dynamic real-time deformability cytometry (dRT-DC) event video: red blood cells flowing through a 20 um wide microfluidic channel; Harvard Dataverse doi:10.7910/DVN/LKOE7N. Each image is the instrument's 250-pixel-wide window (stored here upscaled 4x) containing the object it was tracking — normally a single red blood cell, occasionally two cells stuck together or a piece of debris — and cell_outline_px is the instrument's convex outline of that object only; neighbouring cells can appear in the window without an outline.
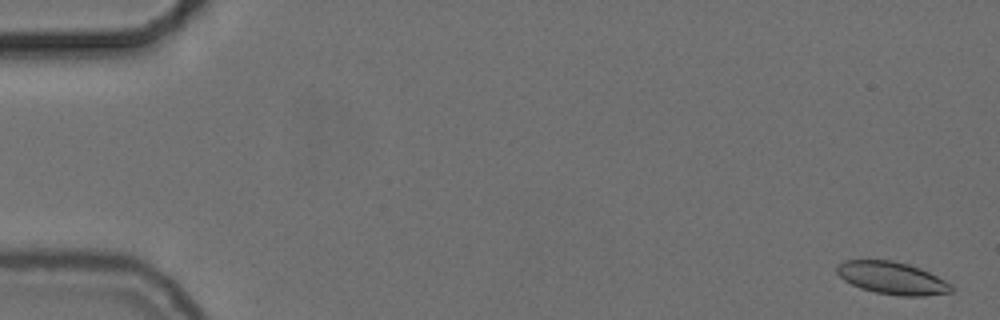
{"species": "common noctule bat (a hibernating species)", "species_latin": "Nyctalus noctula", "temperature_condition": "cold", "stored_images_in_passage": 56, "camera_frame_rate_fps": 3000, "um_per_image_px": 0.085, "animal": {"sex": "female", "body_mass_g": 24.6, "forearm_length_mm": 56.2}, "frame": {"image": 1, "passage_image": 2, "time_ms": 0.333, "image_size_px": [1000, 320], "cell_outline_px": [[952, 292], [924, 296], [900, 296], [876, 292], [860, 288], [844, 280], [836, 272], [836, 264], [844, 260], [892, 260], [908, 264], [920, 268], [952, 284]], "centroid_in_image_um": [75.81, 23.63], "position_along_channel_um": 9.2, "area_um2": 21.62}}
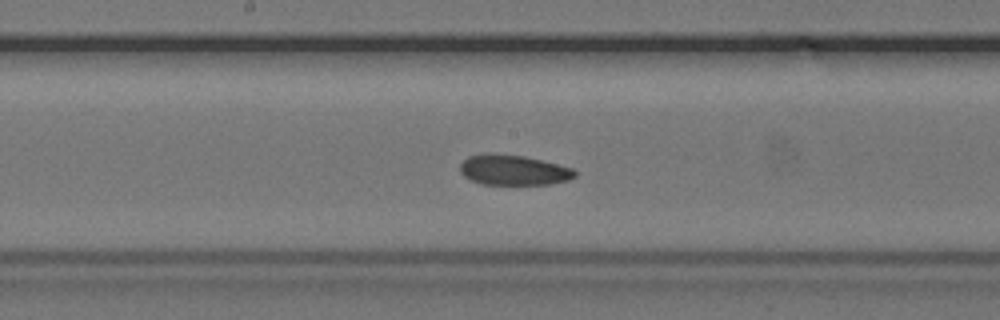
{"frame": {"image": 2, "passage_image": 30, "time_ms": 9.667, "image_size_px": [1000, 320], "cell_outline_px": [[576, 176], [568, 180], [552, 184], [480, 184], [464, 176], [460, 172], [460, 164], [468, 156], [484, 152], [492, 152], [524, 156], [572, 168], [576, 172]], "centroid_in_image_um": [43.6, 14.44], "position_along_channel_um": 204.6, "area_um2": 20.35}}
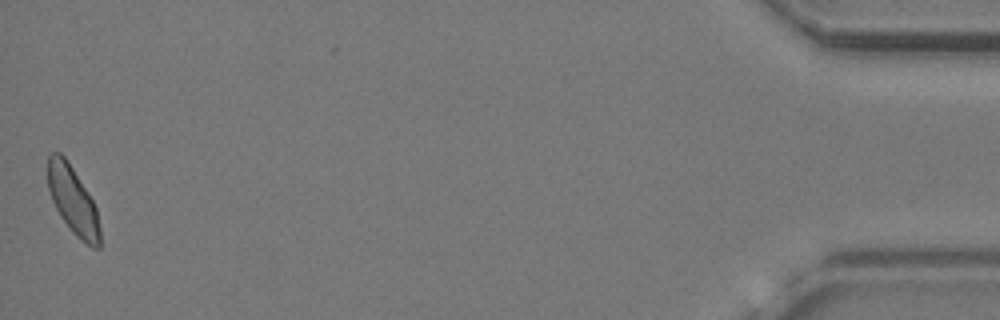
{"frame": {"image": 3, "passage_image": 56, "time_ms": 18.333, "image_size_px": [1000, 320], "cell_outline_px": [[100, 248], [92, 248], [76, 236], [72, 232], [60, 216], [52, 200], [48, 188], [44, 168], [48, 156], [52, 152], [60, 152], [64, 156], [88, 192], [96, 208], [100, 228]], "centroid_in_image_um": [6.15, 17.0], "position_along_channel_um": 429.1, "area_um2": 20.87}, "authors_computed_cell_mechanics": {"area_um2": 21.0392, "velocity_mm_per_s": 3.6867, "shape_relaxation_time_tau1_ms": null, "shape_relaxation_time_tau2_ms": 4.6681, "deformation_change_tau1": null, "deformation_change_tau2": 0.0943}}